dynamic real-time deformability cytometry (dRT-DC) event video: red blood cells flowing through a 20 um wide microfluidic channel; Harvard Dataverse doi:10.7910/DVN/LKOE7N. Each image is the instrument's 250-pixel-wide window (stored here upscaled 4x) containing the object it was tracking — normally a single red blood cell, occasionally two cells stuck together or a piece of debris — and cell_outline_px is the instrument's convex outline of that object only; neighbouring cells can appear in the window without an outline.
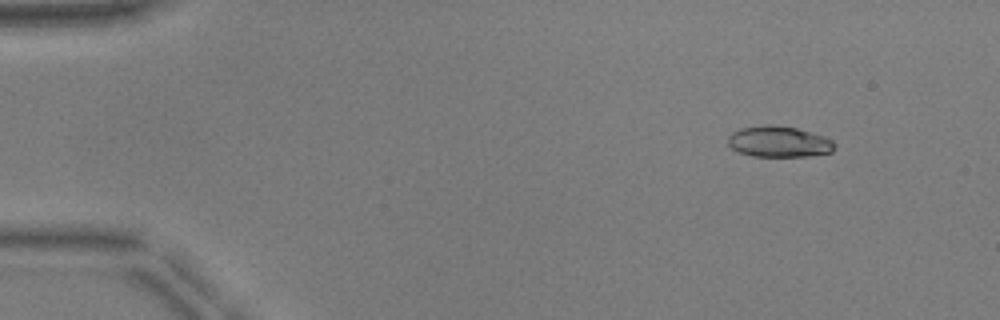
{"species": "common noctule bat (a hibernating species)", "species_latin": "Nyctalus noctula", "temperature_condition": "warm", "stored_images_in_passage": 52, "camera_frame_rate_fps": 3000, "um_per_image_px": 0.085, "animal": {"sex": "male", "body_mass_g": 17.9, "forearm_length_mm": 54.2}, "frame": {"image": 1, "passage_image": 6, "time_ms": 1.667, "image_size_px": [1000, 320], "cell_outline_px": [[836, 148], [832, 152], [808, 156], [752, 156], [740, 152], [732, 148], [728, 144], [728, 136], [732, 132], [740, 128], [768, 124], [796, 128], [824, 136], [832, 140], [836, 144]], "centroid_in_image_um": [66.22, 12.04], "position_along_channel_um": 18.8, "area_um2": 19.25}}
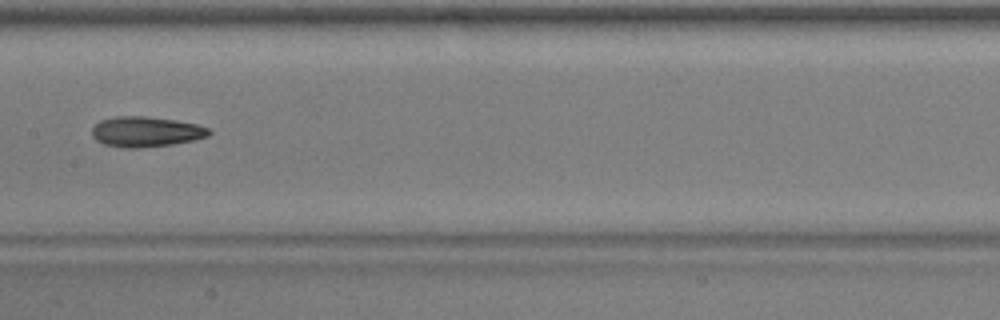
{"frame": {"image": 2, "passage_image": 27, "time_ms": 8.667, "image_size_px": [1000, 320], "cell_outline_px": [[212, 132], [208, 136], [192, 140], [172, 144], [140, 148], [124, 148], [104, 144], [96, 140], [92, 136], [92, 128], [100, 120], [116, 116], [144, 116], [176, 120], [196, 124], [208, 128]], "centroid_in_image_um": [12.38, 11.19], "position_along_channel_um": 195.0, "area_um2": 20.63}}
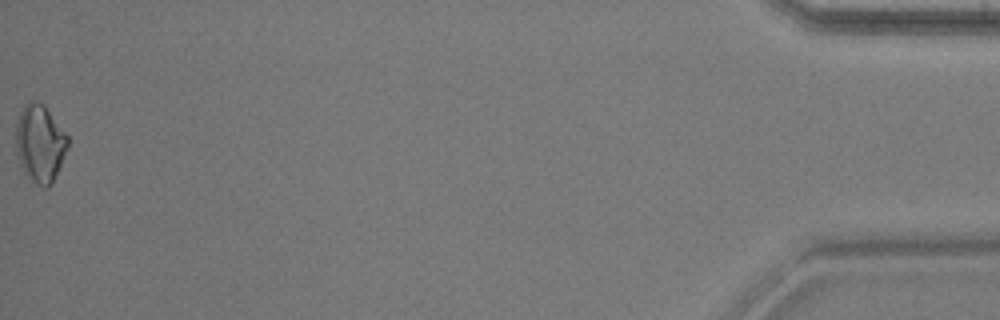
{"frame": {"image": 3, "passage_image": 52, "time_ms": 17.0, "image_size_px": [1000, 320], "cell_outline_px": [[68, 148], [52, 184], [48, 188], [44, 188], [36, 184], [24, 172], [20, 164], [16, 152], [16, 124], [20, 112], [24, 104], [28, 100], [32, 100], [44, 104], [68, 136]], "centroid_in_image_um": [3.4, 12.18], "position_along_channel_um": 431.8, "area_um2": 23.58}, "authors_computed_cell_mechanics": {"area_um2": 19.7676, "velocity_mm_per_s": 3.9445, "shape_relaxation_time_tau1_ms": 5.9399, "shape_relaxation_time_tau2_ms": 10.2918, "deformation_change_tau1": 0.1273, "deformation_change_tau2": 0.2102}}